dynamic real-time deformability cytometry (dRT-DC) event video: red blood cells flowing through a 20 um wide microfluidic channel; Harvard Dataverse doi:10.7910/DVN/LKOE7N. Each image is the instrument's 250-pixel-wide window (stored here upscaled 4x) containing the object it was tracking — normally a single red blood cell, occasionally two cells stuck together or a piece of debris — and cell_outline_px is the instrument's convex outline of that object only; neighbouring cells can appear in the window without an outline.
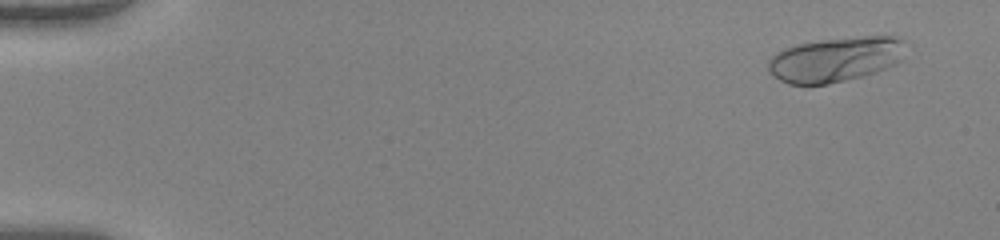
{"species": "human", "species_latin": "Homo sapiens", "temperature_condition": "warm", "stored_images_in_passage": 52, "camera_frame_rate_fps": 3000, "um_per_image_px": 0.085, "donor": {"sex": "female"}, "frame": {"image": 1, "passage_image": 4, "time_ms": 1.0, "image_size_px": [1000, 240], "cell_outline_px": [[904, 40], [900, 60], [896, 64], [876, 72], [828, 84], [788, 84], [772, 76], [768, 72], [768, 60], [776, 52], [784, 48], [796, 44], [824, 40], [864, 36], [900, 36]], "centroid_in_image_um": [70.97, 5.05], "position_along_channel_um": 14.0, "area_um2": 35.72}}
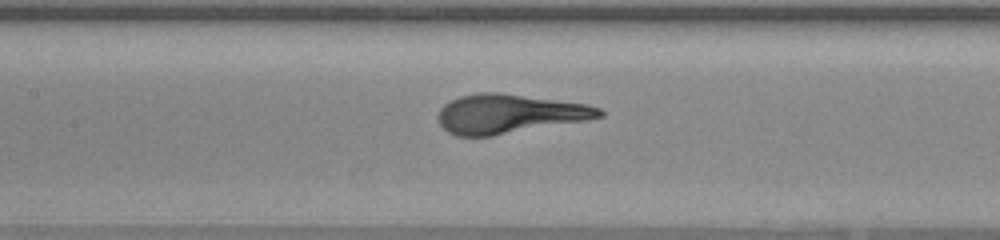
{"frame": {"image": 2, "passage_image": 26, "time_ms": 8.333, "image_size_px": [1000, 240], "cell_outline_px": [[604, 116], [588, 120], [492, 136], [456, 136], [448, 132], [440, 124], [436, 116], [440, 108], [444, 104], [460, 96], [480, 92], [496, 92], [588, 104], [600, 108], [604, 112]], "centroid_in_image_um": [43.28, 9.68], "position_along_channel_um": 164.1, "area_um2": 36.82}}
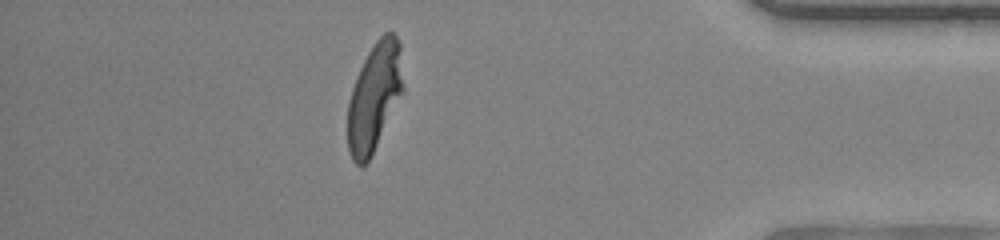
{"frame": {"image": 3, "passage_image": 46, "time_ms": 15.0, "image_size_px": [1000, 240], "cell_outline_px": [[404, 88], [372, 156], [360, 168], [352, 160], [348, 152], [348, 100], [356, 76], [368, 52], [376, 40], [384, 32], [392, 32], [396, 36], [400, 44], [404, 84]], "centroid_in_image_um": [31.82, 8.25], "position_along_channel_um": 403.4, "area_um2": 35.03}}